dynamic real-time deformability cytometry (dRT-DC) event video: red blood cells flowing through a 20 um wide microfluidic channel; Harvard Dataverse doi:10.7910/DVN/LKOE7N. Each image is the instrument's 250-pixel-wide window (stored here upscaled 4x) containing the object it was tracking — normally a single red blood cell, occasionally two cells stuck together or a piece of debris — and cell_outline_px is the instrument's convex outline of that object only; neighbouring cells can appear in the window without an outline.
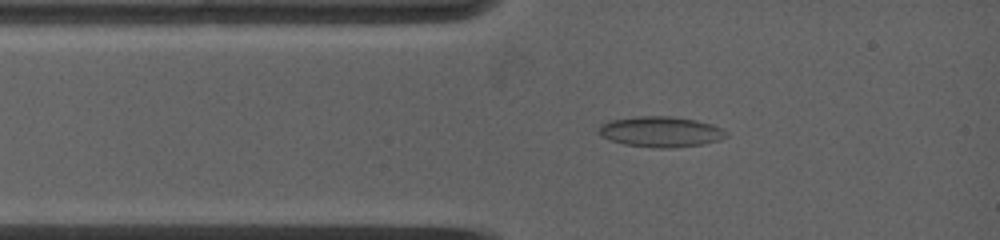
{"species": "common noctule bat (a hibernating species)", "species_latin": "Nyctalus noctula", "temperature_condition": "warm", "stored_images_in_passage": 36, "camera_frame_rate_fps": 5000, "um_per_image_px": 0.085, "animal": {"sex": "female", "body_mass_g": 19.0, "forearm_length_mm": 53.3}, "frame": {"image": 1, "passage_image": 2, "time_ms": 1.0, "image_size_px": [1000, 240], "cell_outline_px": [[728, 136], [720, 140], [704, 144], [672, 148], [652, 148], [624, 144], [600, 136], [596, 132], [600, 124], [608, 120], [636, 116], [672, 116], [696, 120], [712, 124], [728, 132]], "centroid_in_image_um": [56.14, 11.2], "position_along_channel_um": 28.9, "area_um2": 23.06}}
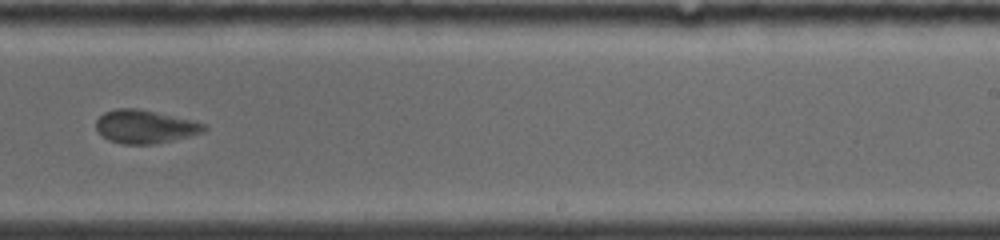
{"frame": {"image": 2, "passage_image": 17, "time_ms": 7.6, "image_size_px": [1000, 240], "cell_outline_px": [[208, 128], [204, 132], [156, 144], [124, 144], [108, 140], [96, 128], [96, 120], [104, 112], [116, 108], [136, 108], [196, 120], [208, 124]], "centroid_in_image_um": [12.38, 10.75], "position_along_channel_um": 276.6, "area_um2": 21.1}}
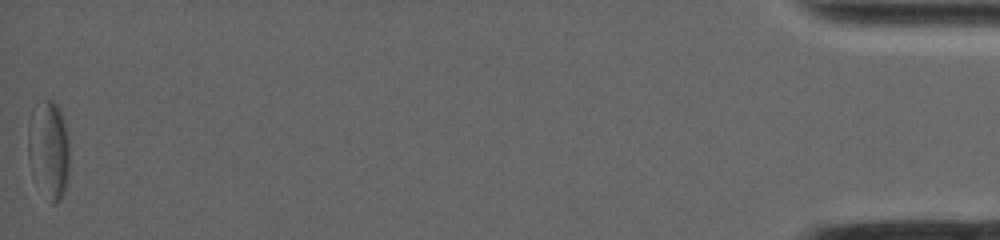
{"frame": {"image": 3, "passage_image": 36, "time_ms": 15.8, "image_size_px": [1000, 240], "cell_outline_px": [[68, 172], [64, 188], [60, 200], [56, 204], [52, 204], [32, 172], [28, 160], [28, 124], [40, 104], [44, 100], [52, 100], [60, 108], [64, 120], [68, 140]], "centroid_in_image_um": [4.15, 12.7], "position_along_channel_um": 431.0, "area_um2": 22.83}, "authors_computed_cell_mechanics": {"area_um2": 21.9351, "velocity_mm_per_s": 3.8611, "shape_relaxation_time_tau1_ms": null, "shape_relaxation_time_tau2_ms": 1.8686, "deformation_change_tau1": null, "deformation_change_tau2": 0.0753}}